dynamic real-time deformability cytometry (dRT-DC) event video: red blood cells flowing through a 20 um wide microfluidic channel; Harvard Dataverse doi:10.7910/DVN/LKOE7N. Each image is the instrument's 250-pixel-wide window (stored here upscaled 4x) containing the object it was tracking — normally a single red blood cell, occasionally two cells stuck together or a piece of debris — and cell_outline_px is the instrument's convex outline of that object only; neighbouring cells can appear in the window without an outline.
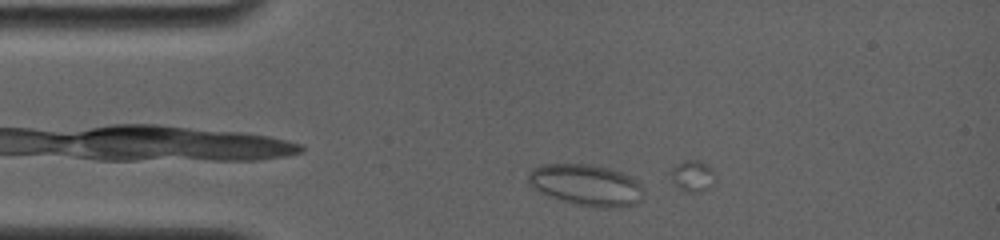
{"species": "common noctule bat (a hibernating species)", "species_latin": "Nyctalus noctula", "temperature_condition": "room temperature", "stored_images_in_passage": 3, "camera_frame_rate_fps": 4000, "um_per_image_px": 0.085, "animal": {"sex": "female", "body_mass_g": 19.0, "forearm_length_mm": 56.7}, "frame": {"image": 1, "passage_image": 2, "time_ms": 0.5, "image_size_px": [1000, 240], "cell_outline_px": [[644, 192], [640, 200], [636, 204], [620, 208], [596, 208], [564, 200], [552, 196], [532, 188], [528, 184], [528, 172], [532, 168], [544, 164], [588, 164], [608, 168], [632, 176], [640, 184]], "centroid_in_image_um": [49.85, 15.72], "position_along_channel_um": 35.1, "area_um2": 27.74}}